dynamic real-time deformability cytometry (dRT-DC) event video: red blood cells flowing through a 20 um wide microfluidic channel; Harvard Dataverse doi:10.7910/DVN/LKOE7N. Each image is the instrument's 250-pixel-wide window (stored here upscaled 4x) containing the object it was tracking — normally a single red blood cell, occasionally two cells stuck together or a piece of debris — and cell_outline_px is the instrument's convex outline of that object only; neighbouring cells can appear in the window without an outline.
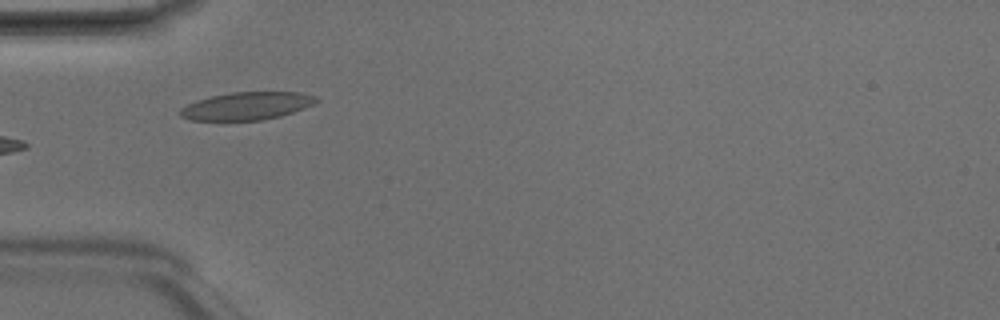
{"species": "Egyptian fruit bat (a non-hibernating species)", "species_latin": "Rousettus aegyptiacus", "temperature_condition": "room temperature", "stored_images_in_passage": 8, "camera_frame_rate_fps": 3000, "um_per_image_px": 0.085, "animal": {"sex": "male"}, "frame": {"image": 1, "passage_image": 5, "time_ms": 1.333, "image_size_px": [1000, 320], "cell_outline_px": [[316, 100], [312, 104], [304, 108], [280, 116], [264, 120], [192, 120], [180, 116], [180, 108], [196, 100], [212, 96], [232, 92], [300, 92], [316, 96]], "centroid_in_image_um": [20.95, 9.0], "position_along_channel_um": 64.0, "area_um2": 21.79}}